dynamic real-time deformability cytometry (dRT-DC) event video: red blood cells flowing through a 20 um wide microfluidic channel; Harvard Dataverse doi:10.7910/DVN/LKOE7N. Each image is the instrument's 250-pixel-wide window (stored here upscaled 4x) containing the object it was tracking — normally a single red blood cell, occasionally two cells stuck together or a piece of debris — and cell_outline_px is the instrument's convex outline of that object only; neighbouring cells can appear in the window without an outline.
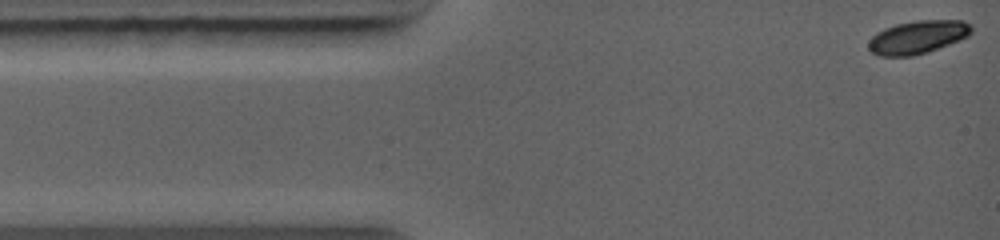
{"species": "common noctule bat (a hibernating species)", "species_latin": "Nyctalus noctula", "temperature_condition": "warm", "stored_images_in_passage": 6, "camera_frame_rate_fps": 5000, "um_per_image_px": 0.085, "animal": {"sex": "female", "body_mass_g": 19.0, "forearm_length_mm": 56.7}, "frame": {"image": 1, "passage_image": 1, "time_ms": 0.0, "image_size_px": [1000, 240], "cell_outline_px": [[972, 32], [968, 36], [928, 52], [912, 56], [880, 56], [872, 52], [868, 48], [868, 40], [876, 32], [884, 28], [896, 24], [916, 20], [964, 20], [972, 24]], "centroid_in_image_um": [78.0, 3.14], "position_along_channel_um": 7.0, "area_um2": 20.0}}
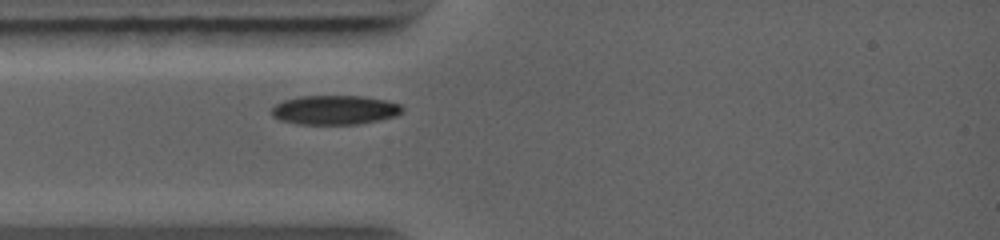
{"frame": {"image": 2, "passage_image": 5, "time_ms": 2.6, "image_size_px": [1000, 240], "cell_outline_px": [[404, 112], [396, 116], [356, 124], [300, 124], [280, 120], [272, 116], [272, 108], [276, 104], [284, 100], [296, 96], [364, 96], [384, 100], [400, 104], [404, 108]], "centroid_in_image_um": [28.46, 9.34], "position_along_channel_um": 56.5, "area_um2": 22.25}}
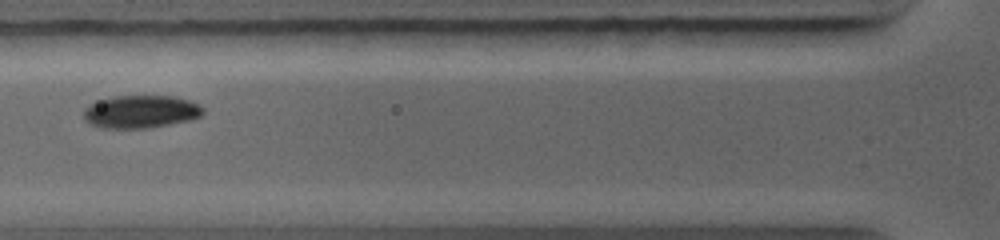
{"frame": {"image": 3, "passage_image": 6, "time_ms": 3.8, "image_size_px": [1000, 240], "cell_outline_px": [[204, 112], [200, 116], [188, 120], [144, 128], [100, 128], [84, 120], [84, 108], [88, 104], [96, 100], [116, 96], [176, 96], [200, 104], [204, 108]], "centroid_in_image_um": [11.93, 9.48], "position_along_channel_um": 113.9, "area_um2": 22.83}}